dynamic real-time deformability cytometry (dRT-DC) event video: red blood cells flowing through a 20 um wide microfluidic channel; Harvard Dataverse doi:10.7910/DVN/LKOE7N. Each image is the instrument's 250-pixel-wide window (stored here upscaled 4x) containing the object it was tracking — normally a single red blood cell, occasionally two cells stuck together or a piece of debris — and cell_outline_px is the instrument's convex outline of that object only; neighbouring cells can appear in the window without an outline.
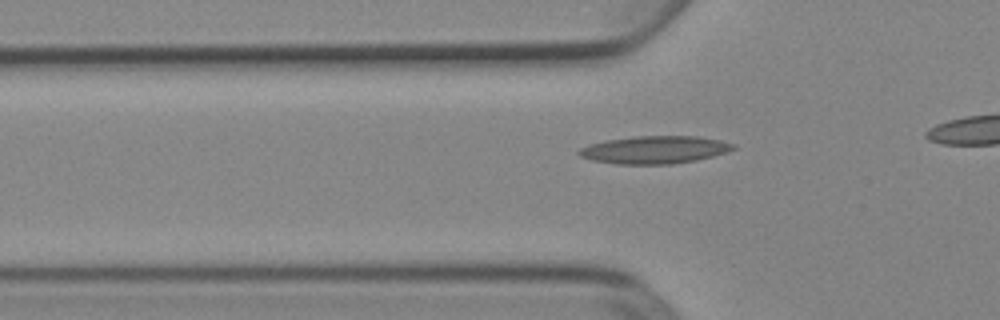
{"species": "Egyptian fruit bat (a non-hibernating species)", "species_latin": "Rousettus aegyptiacus", "temperature_condition": "cold", "stored_images_in_passage": 38, "camera_frame_rate_fps": 3000, "um_per_image_px": 0.085, "animal": {"sex": "female"}, "frame": {"image": 1, "passage_image": 13, "time_ms": 4.0, "image_size_px": [1000, 320], "cell_outline_px": [[736, 148], [728, 152], [696, 160], [672, 164], [616, 164], [592, 160], [580, 156], [576, 152], [580, 148], [588, 144], [604, 140], [636, 136], [696, 136], [720, 140], [736, 144]], "centroid_in_image_um": [55.63, 12.73], "position_along_channel_um": 70.2, "area_um2": 25.03}}
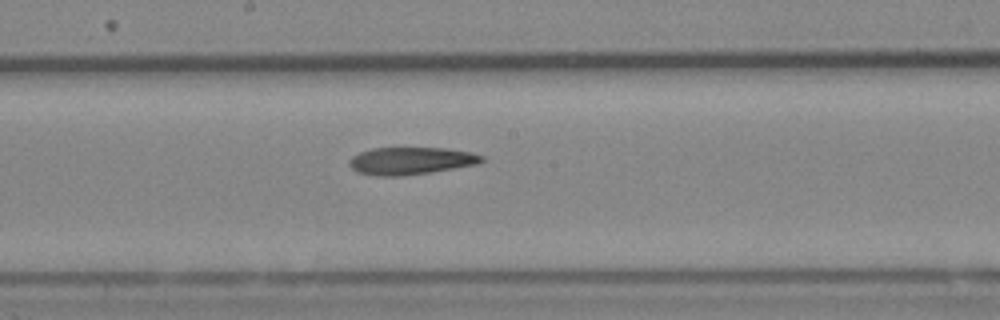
{"frame": {"image": 2, "passage_image": 24, "time_ms": 7.667, "image_size_px": [1000, 320], "cell_outline_px": [[484, 160], [476, 164], [428, 172], [396, 176], [376, 176], [356, 172], [348, 164], [348, 160], [352, 156], [360, 152], [372, 148], [448, 148], [472, 152], [484, 156]], "centroid_in_image_um": [34.88, 13.66], "position_along_channel_um": 213.3, "area_um2": 21.04}}
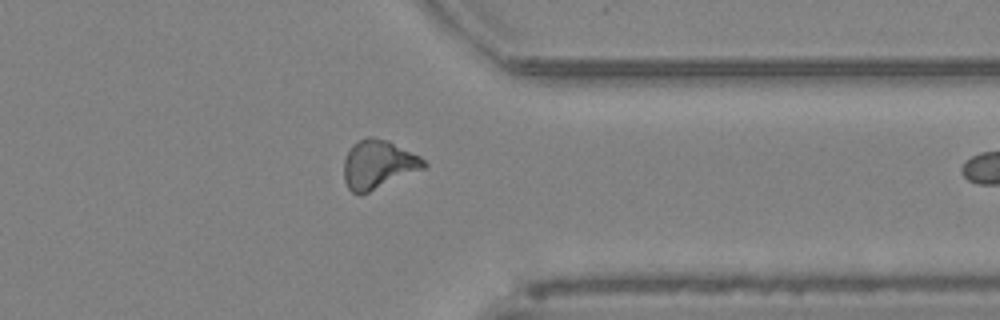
{"frame": {"image": 3, "passage_image": 37, "time_ms": 12.0, "image_size_px": [1000, 320], "cell_outline_px": [[428, 164], [424, 168], [360, 196], [352, 192], [348, 188], [344, 180], [344, 160], [352, 144], [368, 136], [372, 136], [388, 140], [420, 156]], "centroid_in_image_um": [32.13, 13.98], "position_along_channel_um": 379.3, "area_um2": 22.66}}